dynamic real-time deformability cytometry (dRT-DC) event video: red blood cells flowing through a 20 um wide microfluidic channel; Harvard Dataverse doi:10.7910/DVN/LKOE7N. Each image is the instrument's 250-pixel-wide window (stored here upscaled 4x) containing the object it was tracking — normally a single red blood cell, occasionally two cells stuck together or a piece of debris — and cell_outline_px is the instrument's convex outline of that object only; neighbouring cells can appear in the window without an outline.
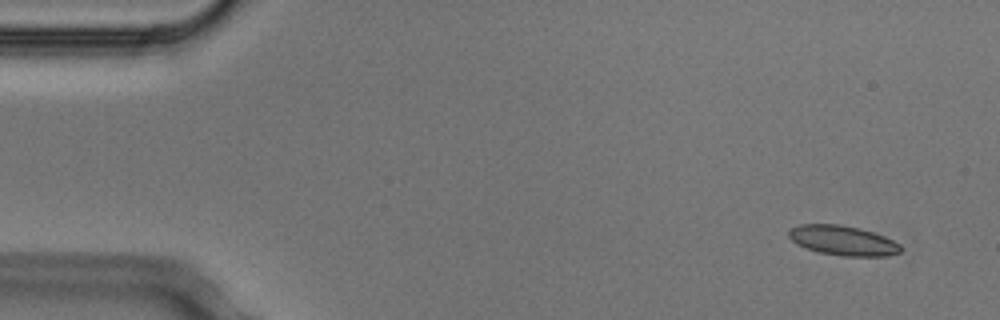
{"species": "Egyptian fruit bat (a non-hibernating species)", "species_latin": "Rousettus aegyptiacus", "temperature_condition": "cold", "stored_images_in_passage": 4, "camera_frame_rate_fps": 3000, "um_per_image_px": 0.085, "animal": {"sex": "male"}, "frame": {"image": 1, "passage_image": 1, "time_ms": 0.0, "image_size_px": [1000, 320], "cell_outline_px": [[904, 248], [900, 252], [884, 256], [840, 256], [816, 252], [796, 244], [788, 236], [788, 232], [792, 228], [800, 224], [840, 224], [860, 228], [884, 236], [900, 244]], "centroid_in_image_um": [71.64, 20.45], "position_along_channel_um": 13.4, "area_um2": 19.54}}
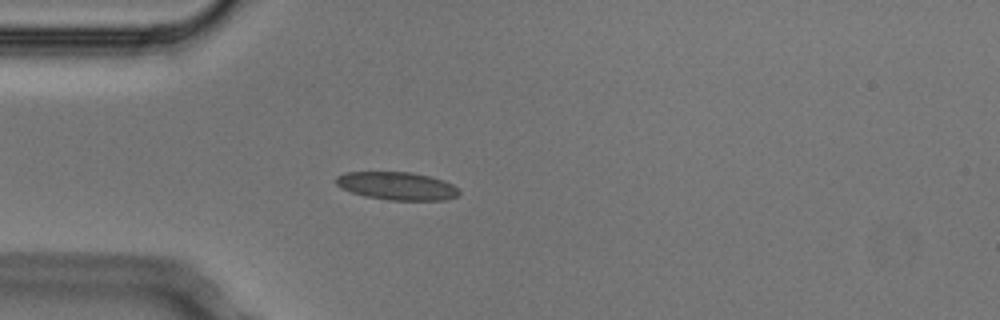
{"frame": {"image": 2, "passage_image": 4, "time_ms": 1.0, "image_size_px": [1000, 320], "cell_outline_px": [[460, 192], [456, 196], [448, 200], [388, 200], [364, 196], [340, 188], [336, 184], [336, 176], [344, 172], [412, 172], [444, 180], [460, 188]], "centroid_in_image_um": [33.75, 15.8], "position_along_channel_um": 51.2, "area_um2": 20.23}}